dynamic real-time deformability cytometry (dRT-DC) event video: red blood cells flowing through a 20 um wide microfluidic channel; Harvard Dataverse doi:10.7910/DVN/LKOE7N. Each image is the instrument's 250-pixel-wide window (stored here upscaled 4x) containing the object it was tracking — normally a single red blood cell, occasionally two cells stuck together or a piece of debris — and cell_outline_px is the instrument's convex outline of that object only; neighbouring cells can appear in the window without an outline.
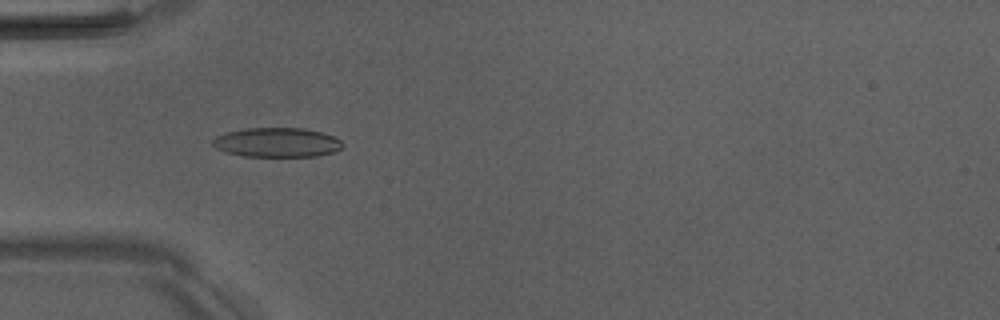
{"species": "Egyptian fruit bat (a non-hibernating species)", "species_latin": "Rousettus aegyptiacus", "temperature_condition": "room temperature", "stored_images_in_passage": 6, "camera_frame_rate_fps": 3000, "um_per_image_px": 0.085, "animal": {"sex": "male"}, "frame": {"image": 1, "passage_image": 5, "time_ms": 5.0, "image_size_px": [1000, 320], "cell_outline_px": [[344, 144], [340, 148], [332, 152], [320, 156], [240, 156], [224, 152], [216, 148], [212, 144], [212, 140], [216, 136], [228, 132], [248, 128], [304, 128], [320, 132], [332, 136], [340, 140]], "centroid_in_image_um": [23.51, 12.11], "position_along_channel_um": 61.5, "area_um2": 22.2}}